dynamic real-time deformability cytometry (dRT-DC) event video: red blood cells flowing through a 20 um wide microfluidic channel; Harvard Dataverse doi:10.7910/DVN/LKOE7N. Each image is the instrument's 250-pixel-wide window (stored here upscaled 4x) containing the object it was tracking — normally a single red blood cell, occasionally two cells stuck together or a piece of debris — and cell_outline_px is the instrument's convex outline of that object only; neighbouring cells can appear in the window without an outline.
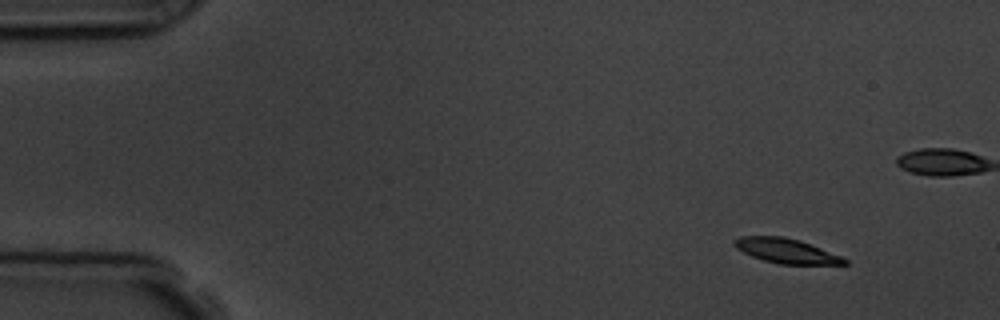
{"species": "common noctule bat (a hibernating species)", "species_latin": "Nyctalus noctula", "temperature_condition": "room temperature", "stored_images_in_passage": 6, "camera_frame_rate_fps": 3000, "um_per_image_px": 0.085, "animal": {"sex": "male", "body_mass_g": 19.5, "forearm_length_mm": 54.6}, "frame": {"image": 1, "passage_image": 1, "time_ms": 0.0, "image_size_px": [1000, 320], "cell_outline_px": [[848, 264], [780, 264], [764, 260], [752, 256], [736, 248], [732, 244], [732, 240], [740, 236], [784, 236], [800, 240], [840, 256], [848, 260]], "centroid_in_image_um": [66.79, 21.31], "position_along_channel_um": 18.2, "area_um2": 15.72}}